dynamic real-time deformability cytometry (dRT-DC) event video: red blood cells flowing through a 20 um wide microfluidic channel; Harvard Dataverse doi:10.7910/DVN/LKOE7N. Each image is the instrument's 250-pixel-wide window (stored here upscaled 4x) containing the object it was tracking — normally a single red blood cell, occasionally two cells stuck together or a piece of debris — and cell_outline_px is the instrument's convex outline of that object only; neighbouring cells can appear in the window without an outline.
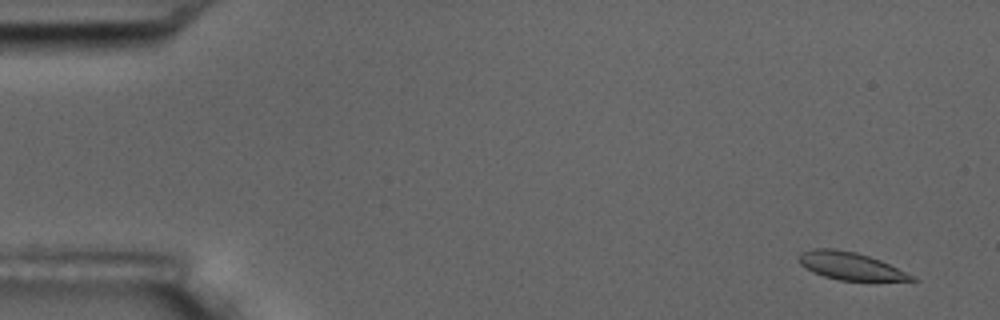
{"species": "common noctule bat (a hibernating species)", "species_latin": "Nyctalus noctula", "temperature_condition": "room temperature", "stored_images_in_passage": 5, "camera_frame_rate_fps": 3000, "um_per_image_px": 0.085, "animal": {"sex": "male", "body_mass_g": 17.5, "forearm_length_mm": 52.3}, "frame": {"image": 1, "passage_image": 1, "time_ms": 0.0, "image_size_px": [1000, 320], "cell_outline_px": [[920, 280], [840, 280], [824, 276], [812, 272], [800, 264], [800, 252], [812, 248], [832, 248], [856, 252], [880, 260], [916, 276]], "centroid_in_image_um": [72.28, 22.6], "position_along_channel_um": 12.7, "area_um2": 17.98}}